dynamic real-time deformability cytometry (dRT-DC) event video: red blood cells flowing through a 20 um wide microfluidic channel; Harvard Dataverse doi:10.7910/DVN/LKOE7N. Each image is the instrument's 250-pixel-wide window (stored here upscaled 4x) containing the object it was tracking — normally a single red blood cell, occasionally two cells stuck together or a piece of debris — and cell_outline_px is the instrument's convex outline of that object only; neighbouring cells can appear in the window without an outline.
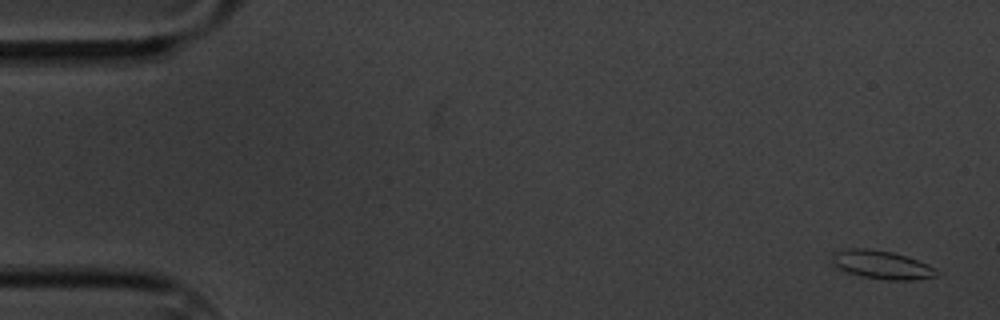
{"species": "common noctule bat (a hibernating species)", "species_latin": "Nyctalus noctula", "temperature_condition": "cold", "stored_images_in_passage": 4, "camera_frame_rate_fps": 3000, "um_per_image_px": 0.085, "animal": {"sex": "male", "body_mass_g": 20.1, "forearm_length_mm": 53.5}, "frame": {"image": 1, "passage_image": 1, "time_ms": 0.0, "image_size_px": [1000, 320], "cell_outline_px": [[940, 272], [936, 276], [912, 280], [884, 280], [864, 276], [848, 272], [832, 264], [832, 252], [848, 248], [868, 248], [892, 252], [908, 256], [928, 264], [936, 268]], "centroid_in_image_um": [74.97, 22.49], "position_along_channel_um": 10.0, "area_um2": 17.4}}
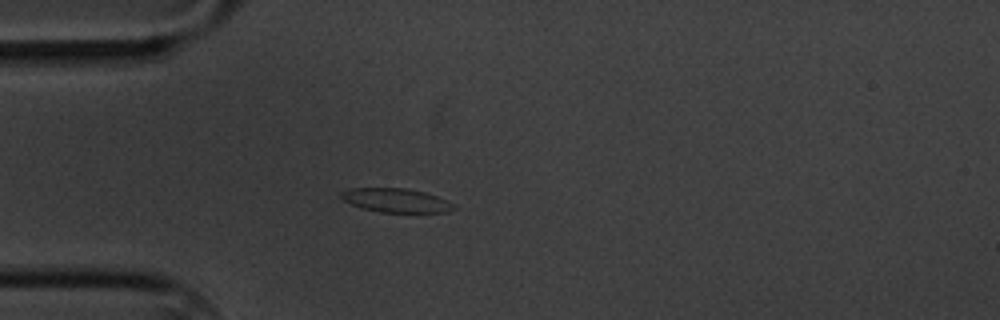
{"frame": {"image": 2, "passage_image": 4, "time_ms": 4.667, "image_size_px": [1000, 320], "cell_outline_px": [[456, 208], [448, 212], [380, 212], [360, 208], [344, 200], [340, 196], [340, 192], [352, 188], [404, 188], [424, 192], [436, 196], [452, 204]], "centroid_in_image_um": [33.62, 17.03], "position_along_channel_um": 51.4, "area_um2": 15.49}}